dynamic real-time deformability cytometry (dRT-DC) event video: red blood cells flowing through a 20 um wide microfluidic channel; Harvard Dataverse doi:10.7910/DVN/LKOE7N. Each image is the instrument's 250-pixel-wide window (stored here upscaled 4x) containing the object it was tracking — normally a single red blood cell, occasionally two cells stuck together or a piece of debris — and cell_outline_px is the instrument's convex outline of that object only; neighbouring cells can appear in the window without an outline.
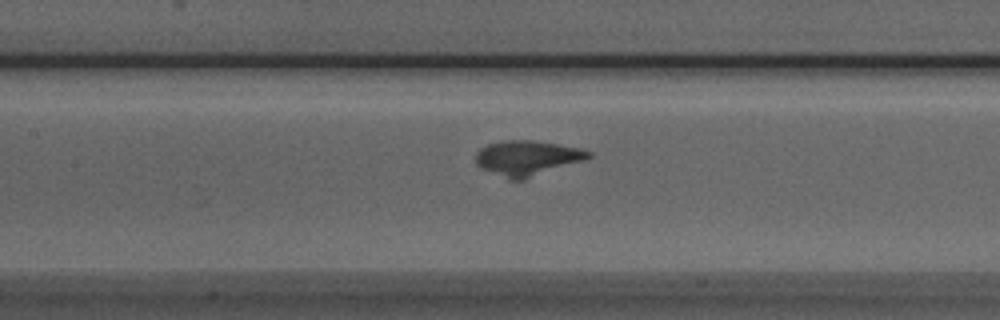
{"species": "Egyptian fruit bat (a non-hibernating species)", "species_latin": "Rousettus aegyptiacus", "temperature_condition": "room temperature", "stored_images_in_passage": 38, "camera_frame_rate_fps": 3000, "um_per_image_px": 0.085, "animal": {"sex": "male"}, "frame": {"image": 1, "passage_image": 13, "time_ms": 4.0, "image_size_px": [1000, 320], "cell_outline_px": [[592, 156], [584, 160], [524, 180], [508, 180], [480, 168], [476, 164], [476, 152], [480, 148], [488, 144], [504, 140], [532, 140], [580, 148], [592, 152]], "centroid_in_image_um": [44.78, 13.44], "position_along_channel_um": 162.6, "area_um2": 23.18}}
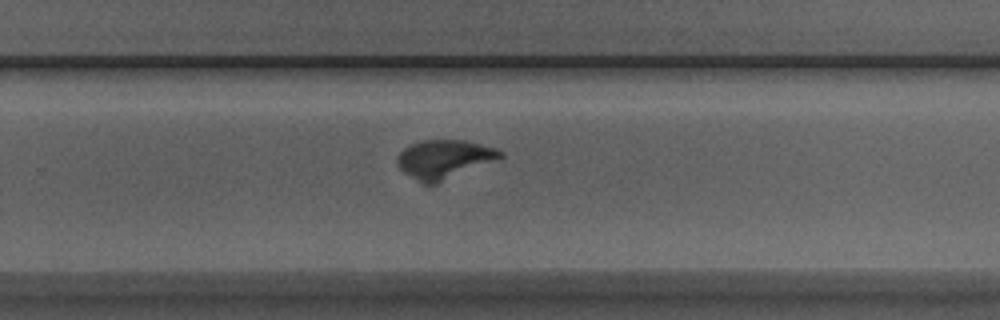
{"frame": {"image": 2, "passage_image": 23, "time_ms": 7.333, "image_size_px": [1000, 320], "cell_outline_px": [[504, 156], [496, 160], [436, 184], [424, 184], [404, 172], [396, 164], [396, 160], [400, 152], [404, 148], [420, 140], [464, 140], [496, 148], [504, 152]], "centroid_in_image_um": [37.75, 13.52], "position_along_channel_um": 292.0, "area_um2": 23.12}}
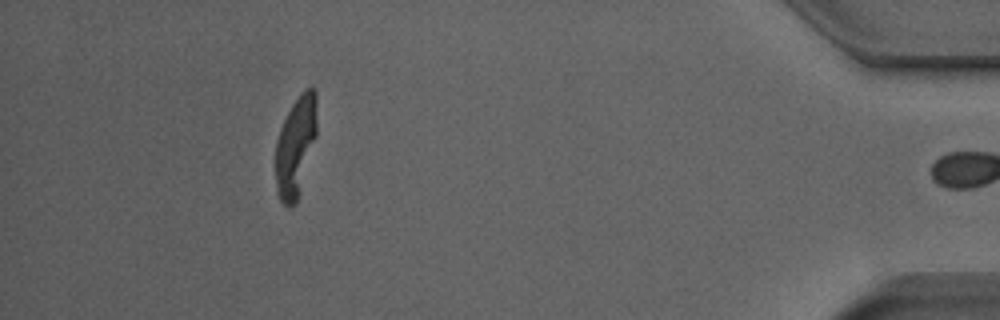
{"frame": {"image": 3, "passage_image": 37, "time_ms": 12.0, "image_size_px": [1000, 320], "cell_outline_px": [[316, 136], [300, 192], [296, 204], [292, 208], [288, 208], [280, 200], [276, 188], [276, 140], [280, 128], [292, 104], [300, 92], [304, 88], [312, 84], [316, 88]], "centroid_in_image_um": [25.14, 12.41], "position_along_channel_um": 410.1, "area_um2": 24.39}}